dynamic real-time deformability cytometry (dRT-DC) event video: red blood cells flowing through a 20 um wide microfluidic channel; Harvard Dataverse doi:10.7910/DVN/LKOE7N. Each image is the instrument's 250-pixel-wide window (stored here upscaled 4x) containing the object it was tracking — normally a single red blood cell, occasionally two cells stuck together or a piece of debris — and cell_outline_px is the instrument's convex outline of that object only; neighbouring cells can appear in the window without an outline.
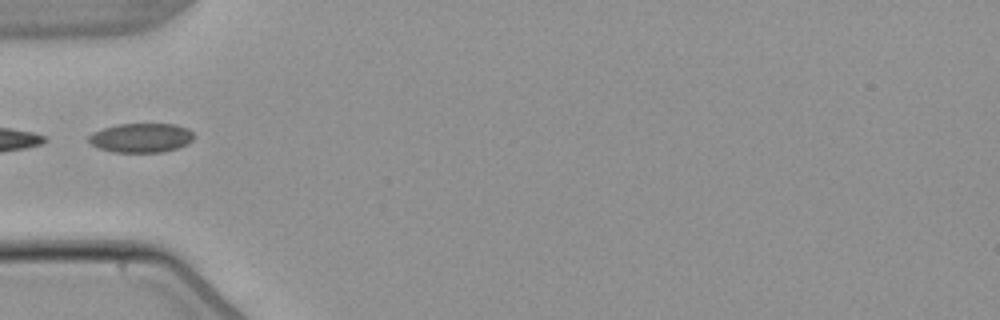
{"species": "common noctule bat (a hibernating species)", "species_latin": "Nyctalus noctula", "temperature_condition": "warm", "stored_images_in_passage": 5, "segment_of_instrument_passage": [2, 2], "camera_frame_rate_fps": 3000, "um_per_image_px": 0.085, "animal": {"sex": "male", "body_mass_g": 21.5, "forearm_length_mm": 52.0}, "frame": {"image": 1, "passage_image": 5, "time_ms": 4.667, "image_size_px": [1000, 320], "cell_outline_px": [[196, 136], [188, 144], [176, 148], [160, 152], [112, 152], [100, 148], [92, 144], [88, 140], [88, 136], [92, 132], [116, 124], [176, 124], [188, 128]], "centroid_in_image_um": [12.02, 11.7], "position_along_channel_um": 73.0, "area_um2": 17.98}}